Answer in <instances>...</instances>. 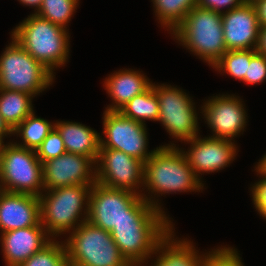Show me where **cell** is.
I'll return each mask as SVG.
<instances>
[{"label":"cell","mask_w":266,"mask_h":266,"mask_svg":"<svg viewBox=\"0 0 266 266\" xmlns=\"http://www.w3.org/2000/svg\"><path fill=\"white\" fill-rule=\"evenodd\" d=\"M203 103L200 113L212 130V135L209 137L235 142V138L240 136L241 132L243 134L248 117L245 103L239 96L228 93L218 94Z\"/></svg>","instance_id":"cell-13"},{"label":"cell","mask_w":266,"mask_h":266,"mask_svg":"<svg viewBox=\"0 0 266 266\" xmlns=\"http://www.w3.org/2000/svg\"><path fill=\"white\" fill-rule=\"evenodd\" d=\"M125 117L146 125V120L158 121L159 102L151 85L146 91L134 96L119 110Z\"/></svg>","instance_id":"cell-24"},{"label":"cell","mask_w":266,"mask_h":266,"mask_svg":"<svg viewBox=\"0 0 266 266\" xmlns=\"http://www.w3.org/2000/svg\"><path fill=\"white\" fill-rule=\"evenodd\" d=\"M266 80V56L250 49V64L242 82L250 85L264 83Z\"/></svg>","instance_id":"cell-31"},{"label":"cell","mask_w":266,"mask_h":266,"mask_svg":"<svg viewBox=\"0 0 266 266\" xmlns=\"http://www.w3.org/2000/svg\"><path fill=\"white\" fill-rule=\"evenodd\" d=\"M54 127V122L37 117L34 110L13 130V135L20 137L22 140L21 143L20 141L15 143L21 147L36 151Z\"/></svg>","instance_id":"cell-23"},{"label":"cell","mask_w":266,"mask_h":266,"mask_svg":"<svg viewBox=\"0 0 266 266\" xmlns=\"http://www.w3.org/2000/svg\"><path fill=\"white\" fill-rule=\"evenodd\" d=\"M171 34L181 46L211 67L227 51L219 12L195 6Z\"/></svg>","instance_id":"cell-5"},{"label":"cell","mask_w":266,"mask_h":266,"mask_svg":"<svg viewBox=\"0 0 266 266\" xmlns=\"http://www.w3.org/2000/svg\"><path fill=\"white\" fill-rule=\"evenodd\" d=\"M44 190L95 182V163L84 155L64 153L42 162Z\"/></svg>","instance_id":"cell-15"},{"label":"cell","mask_w":266,"mask_h":266,"mask_svg":"<svg viewBox=\"0 0 266 266\" xmlns=\"http://www.w3.org/2000/svg\"><path fill=\"white\" fill-rule=\"evenodd\" d=\"M141 72L123 68L105 78L104 88L113 101L105 107V110L119 111L134 96L146 91L152 85L153 82Z\"/></svg>","instance_id":"cell-20"},{"label":"cell","mask_w":266,"mask_h":266,"mask_svg":"<svg viewBox=\"0 0 266 266\" xmlns=\"http://www.w3.org/2000/svg\"><path fill=\"white\" fill-rule=\"evenodd\" d=\"M169 216L151 206L141 195L95 182L89 194L87 221L111 231L123 220H170Z\"/></svg>","instance_id":"cell-2"},{"label":"cell","mask_w":266,"mask_h":266,"mask_svg":"<svg viewBox=\"0 0 266 266\" xmlns=\"http://www.w3.org/2000/svg\"><path fill=\"white\" fill-rule=\"evenodd\" d=\"M33 98L24 92L0 89V114L12 130L34 111Z\"/></svg>","instance_id":"cell-22"},{"label":"cell","mask_w":266,"mask_h":266,"mask_svg":"<svg viewBox=\"0 0 266 266\" xmlns=\"http://www.w3.org/2000/svg\"><path fill=\"white\" fill-rule=\"evenodd\" d=\"M20 266H71L63 241L52 239Z\"/></svg>","instance_id":"cell-28"},{"label":"cell","mask_w":266,"mask_h":266,"mask_svg":"<svg viewBox=\"0 0 266 266\" xmlns=\"http://www.w3.org/2000/svg\"><path fill=\"white\" fill-rule=\"evenodd\" d=\"M203 189L204 183L190 167L182 148L177 147L174 142L156 147L152 156L144 163V193L141 197L165 214L159 203L160 195L202 192Z\"/></svg>","instance_id":"cell-1"},{"label":"cell","mask_w":266,"mask_h":266,"mask_svg":"<svg viewBox=\"0 0 266 266\" xmlns=\"http://www.w3.org/2000/svg\"><path fill=\"white\" fill-rule=\"evenodd\" d=\"M13 136V130L7 125L0 114V139L4 141L7 137Z\"/></svg>","instance_id":"cell-36"},{"label":"cell","mask_w":266,"mask_h":266,"mask_svg":"<svg viewBox=\"0 0 266 266\" xmlns=\"http://www.w3.org/2000/svg\"><path fill=\"white\" fill-rule=\"evenodd\" d=\"M174 230L173 226L159 241L153 253L156 258L149 266H202L205 253L200 254L191 240L175 238ZM149 261L139 266H147Z\"/></svg>","instance_id":"cell-19"},{"label":"cell","mask_w":266,"mask_h":266,"mask_svg":"<svg viewBox=\"0 0 266 266\" xmlns=\"http://www.w3.org/2000/svg\"><path fill=\"white\" fill-rule=\"evenodd\" d=\"M152 85L159 102L158 121L169 135L180 142L197 137L200 131L199 114L192 96L180 87L164 83Z\"/></svg>","instance_id":"cell-10"},{"label":"cell","mask_w":266,"mask_h":266,"mask_svg":"<svg viewBox=\"0 0 266 266\" xmlns=\"http://www.w3.org/2000/svg\"><path fill=\"white\" fill-rule=\"evenodd\" d=\"M182 143L190 144L189 149L187 151L182 149V152L186 156L190 167L201 181V175L219 172L228 167L238 154V146L235 142L225 139L209 136L201 138L198 135Z\"/></svg>","instance_id":"cell-14"},{"label":"cell","mask_w":266,"mask_h":266,"mask_svg":"<svg viewBox=\"0 0 266 266\" xmlns=\"http://www.w3.org/2000/svg\"><path fill=\"white\" fill-rule=\"evenodd\" d=\"M0 190L40 197L44 191L42 163L35 150L4 143L0 157Z\"/></svg>","instance_id":"cell-8"},{"label":"cell","mask_w":266,"mask_h":266,"mask_svg":"<svg viewBox=\"0 0 266 266\" xmlns=\"http://www.w3.org/2000/svg\"><path fill=\"white\" fill-rule=\"evenodd\" d=\"M23 6L35 7L33 14H36L42 5L43 0H18Z\"/></svg>","instance_id":"cell-37"},{"label":"cell","mask_w":266,"mask_h":266,"mask_svg":"<svg viewBox=\"0 0 266 266\" xmlns=\"http://www.w3.org/2000/svg\"><path fill=\"white\" fill-rule=\"evenodd\" d=\"M173 226L171 220H123L110 234L127 262L139 266L154 258L157 244Z\"/></svg>","instance_id":"cell-9"},{"label":"cell","mask_w":266,"mask_h":266,"mask_svg":"<svg viewBox=\"0 0 266 266\" xmlns=\"http://www.w3.org/2000/svg\"><path fill=\"white\" fill-rule=\"evenodd\" d=\"M3 145H4V141L2 139H0V157H1Z\"/></svg>","instance_id":"cell-40"},{"label":"cell","mask_w":266,"mask_h":266,"mask_svg":"<svg viewBox=\"0 0 266 266\" xmlns=\"http://www.w3.org/2000/svg\"><path fill=\"white\" fill-rule=\"evenodd\" d=\"M250 64V49L227 50L212 66L219 73H227L231 77L243 81Z\"/></svg>","instance_id":"cell-27"},{"label":"cell","mask_w":266,"mask_h":266,"mask_svg":"<svg viewBox=\"0 0 266 266\" xmlns=\"http://www.w3.org/2000/svg\"><path fill=\"white\" fill-rule=\"evenodd\" d=\"M244 0H197V6L214 12L225 13L238 8ZM224 9V10H223Z\"/></svg>","instance_id":"cell-33"},{"label":"cell","mask_w":266,"mask_h":266,"mask_svg":"<svg viewBox=\"0 0 266 266\" xmlns=\"http://www.w3.org/2000/svg\"><path fill=\"white\" fill-rule=\"evenodd\" d=\"M64 153L66 150L63 139L55 127L36 149V155L41 163L57 158Z\"/></svg>","instance_id":"cell-30"},{"label":"cell","mask_w":266,"mask_h":266,"mask_svg":"<svg viewBox=\"0 0 266 266\" xmlns=\"http://www.w3.org/2000/svg\"><path fill=\"white\" fill-rule=\"evenodd\" d=\"M68 30L32 13L11 31V37L54 75L69 61Z\"/></svg>","instance_id":"cell-3"},{"label":"cell","mask_w":266,"mask_h":266,"mask_svg":"<svg viewBox=\"0 0 266 266\" xmlns=\"http://www.w3.org/2000/svg\"><path fill=\"white\" fill-rule=\"evenodd\" d=\"M257 175H266V154L263 155L259 162H257L256 166H254Z\"/></svg>","instance_id":"cell-38"},{"label":"cell","mask_w":266,"mask_h":266,"mask_svg":"<svg viewBox=\"0 0 266 266\" xmlns=\"http://www.w3.org/2000/svg\"><path fill=\"white\" fill-rule=\"evenodd\" d=\"M11 39L0 56V89L40 95L50 88L56 75Z\"/></svg>","instance_id":"cell-7"},{"label":"cell","mask_w":266,"mask_h":266,"mask_svg":"<svg viewBox=\"0 0 266 266\" xmlns=\"http://www.w3.org/2000/svg\"><path fill=\"white\" fill-rule=\"evenodd\" d=\"M253 5L257 12L260 27L266 26V0H259Z\"/></svg>","instance_id":"cell-34"},{"label":"cell","mask_w":266,"mask_h":266,"mask_svg":"<svg viewBox=\"0 0 266 266\" xmlns=\"http://www.w3.org/2000/svg\"><path fill=\"white\" fill-rule=\"evenodd\" d=\"M102 119L104 137L100 135V148L122 151L143 163L152 156L155 149L148 150L146 125L125 117L120 111L105 110Z\"/></svg>","instance_id":"cell-11"},{"label":"cell","mask_w":266,"mask_h":266,"mask_svg":"<svg viewBox=\"0 0 266 266\" xmlns=\"http://www.w3.org/2000/svg\"><path fill=\"white\" fill-rule=\"evenodd\" d=\"M91 187L73 185L43 191L39 197L41 224L52 239L69 234L87 220Z\"/></svg>","instance_id":"cell-4"},{"label":"cell","mask_w":266,"mask_h":266,"mask_svg":"<svg viewBox=\"0 0 266 266\" xmlns=\"http://www.w3.org/2000/svg\"><path fill=\"white\" fill-rule=\"evenodd\" d=\"M222 25L227 50L256 49L261 27L253 4L222 13Z\"/></svg>","instance_id":"cell-16"},{"label":"cell","mask_w":266,"mask_h":266,"mask_svg":"<svg viewBox=\"0 0 266 266\" xmlns=\"http://www.w3.org/2000/svg\"><path fill=\"white\" fill-rule=\"evenodd\" d=\"M256 51L266 56V26L260 28Z\"/></svg>","instance_id":"cell-35"},{"label":"cell","mask_w":266,"mask_h":266,"mask_svg":"<svg viewBox=\"0 0 266 266\" xmlns=\"http://www.w3.org/2000/svg\"><path fill=\"white\" fill-rule=\"evenodd\" d=\"M213 249L205 252L202 266H244L236 248L221 245Z\"/></svg>","instance_id":"cell-29"},{"label":"cell","mask_w":266,"mask_h":266,"mask_svg":"<svg viewBox=\"0 0 266 266\" xmlns=\"http://www.w3.org/2000/svg\"><path fill=\"white\" fill-rule=\"evenodd\" d=\"M79 0H43L36 15L68 29V23L77 10Z\"/></svg>","instance_id":"cell-26"},{"label":"cell","mask_w":266,"mask_h":266,"mask_svg":"<svg viewBox=\"0 0 266 266\" xmlns=\"http://www.w3.org/2000/svg\"><path fill=\"white\" fill-rule=\"evenodd\" d=\"M55 128L63 139L67 153L89 157L94 163L100 151V133L80 122L56 121Z\"/></svg>","instance_id":"cell-21"},{"label":"cell","mask_w":266,"mask_h":266,"mask_svg":"<svg viewBox=\"0 0 266 266\" xmlns=\"http://www.w3.org/2000/svg\"><path fill=\"white\" fill-rule=\"evenodd\" d=\"M0 235L1 252L7 266H20L52 240L41 222L35 226L10 230Z\"/></svg>","instance_id":"cell-17"},{"label":"cell","mask_w":266,"mask_h":266,"mask_svg":"<svg viewBox=\"0 0 266 266\" xmlns=\"http://www.w3.org/2000/svg\"><path fill=\"white\" fill-rule=\"evenodd\" d=\"M41 222L39 197L0 190V233Z\"/></svg>","instance_id":"cell-18"},{"label":"cell","mask_w":266,"mask_h":266,"mask_svg":"<svg viewBox=\"0 0 266 266\" xmlns=\"http://www.w3.org/2000/svg\"><path fill=\"white\" fill-rule=\"evenodd\" d=\"M158 23L169 34L183 21L188 12L197 6V0H151Z\"/></svg>","instance_id":"cell-25"},{"label":"cell","mask_w":266,"mask_h":266,"mask_svg":"<svg viewBox=\"0 0 266 266\" xmlns=\"http://www.w3.org/2000/svg\"><path fill=\"white\" fill-rule=\"evenodd\" d=\"M95 179L106 187L126 189L141 195L144 163L122 151L100 148L95 163Z\"/></svg>","instance_id":"cell-12"},{"label":"cell","mask_w":266,"mask_h":266,"mask_svg":"<svg viewBox=\"0 0 266 266\" xmlns=\"http://www.w3.org/2000/svg\"><path fill=\"white\" fill-rule=\"evenodd\" d=\"M261 179L250 187V195L256 211L266 219V175H259Z\"/></svg>","instance_id":"cell-32"},{"label":"cell","mask_w":266,"mask_h":266,"mask_svg":"<svg viewBox=\"0 0 266 266\" xmlns=\"http://www.w3.org/2000/svg\"><path fill=\"white\" fill-rule=\"evenodd\" d=\"M63 243L71 266H131L110 232L87 220L70 232Z\"/></svg>","instance_id":"cell-6"},{"label":"cell","mask_w":266,"mask_h":266,"mask_svg":"<svg viewBox=\"0 0 266 266\" xmlns=\"http://www.w3.org/2000/svg\"><path fill=\"white\" fill-rule=\"evenodd\" d=\"M259 0H244L245 3H250V4H254L256 2H258Z\"/></svg>","instance_id":"cell-39"}]
</instances>
